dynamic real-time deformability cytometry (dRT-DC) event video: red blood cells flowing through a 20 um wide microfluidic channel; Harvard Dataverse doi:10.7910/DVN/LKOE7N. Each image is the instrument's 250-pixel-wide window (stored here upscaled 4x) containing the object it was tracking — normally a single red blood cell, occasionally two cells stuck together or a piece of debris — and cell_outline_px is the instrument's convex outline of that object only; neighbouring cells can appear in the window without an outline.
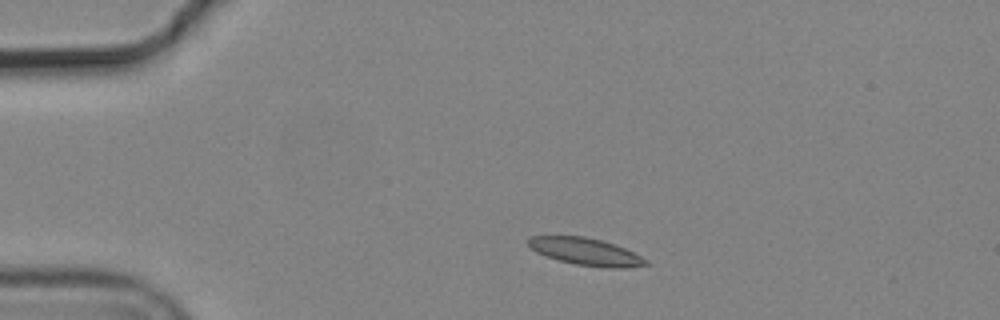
{"species": "common noctule bat (a hibernating species)", "species_latin": "Nyctalus noctula", "temperature_condition": "cold", "stored_images_in_passage": 12, "camera_frame_rate_fps": 3000, "um_per_image_px": 0.085, "animal": {"sex": "male", "body_mass_g": 19.2, "forearm_length_mm": 51.8}, "frame": {"image": 1, "passage_image": 2, "time_ms": 0.333, "image_size_px": [1000, 320], "cell_outline_px": [[648, 264], [624, 268], [608, 268], [576, 264], [560, 260], [536, 252], [528, 244], [528, 236], [584, 236], [600, 240], [624, 248], [648, 260]], "centroid_in_image_um": [49.78, 21.38], "position_along_channel_um": 35.2, "area_um2": 18.26}}
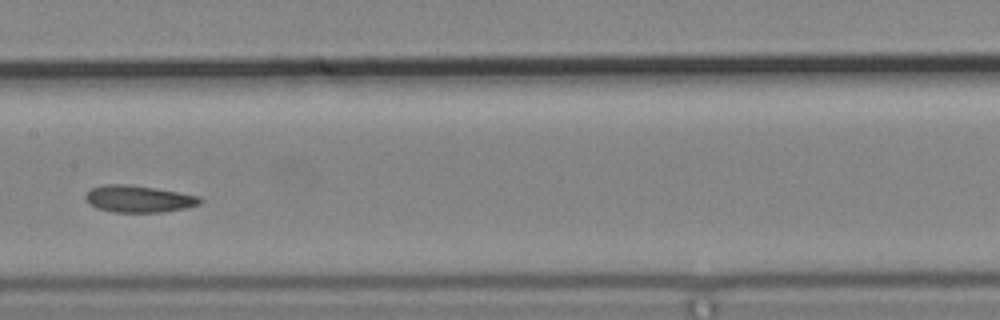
{"frame": {"image": 2, "passage_image": 6, "time_ms": 1.667, "image_size_px": [1000, 320], "cell_outline_px": [[204, 200], [200, 204], [184, 208], [160, 212], [112, 212], [96, 208], [88, 204], [84, 196], [92, 188], [104, 184], [124, 184], [156, 188], [180, 192], [200, 196]], "centroid_in_image_um": [11.78, 16.9], "position_along_channel_um": 195.6, "area_um2": 18.03}}
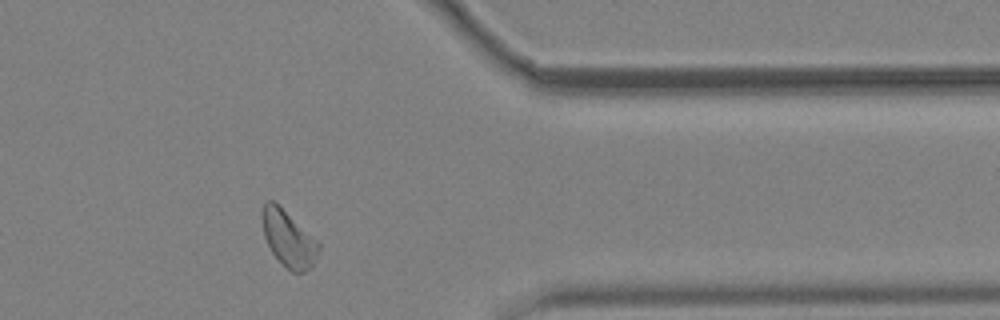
{"frame": {"image": 3, "passage_image": 11, "time_ms": 3.333, "image_size_px": [1000, 320], "cell_outline_px": [[320, 248], [312, 268], [304, 272], [292, 272], [272, 252], [264, 236], [260, 216], [264, 204], [268, 200], [272, 200], [316, 240], [320, 244]], "centroid_in_image_um": [24.51, 20.31], "position_along_channel_um": 386.9, "area_um2": 17.98}}